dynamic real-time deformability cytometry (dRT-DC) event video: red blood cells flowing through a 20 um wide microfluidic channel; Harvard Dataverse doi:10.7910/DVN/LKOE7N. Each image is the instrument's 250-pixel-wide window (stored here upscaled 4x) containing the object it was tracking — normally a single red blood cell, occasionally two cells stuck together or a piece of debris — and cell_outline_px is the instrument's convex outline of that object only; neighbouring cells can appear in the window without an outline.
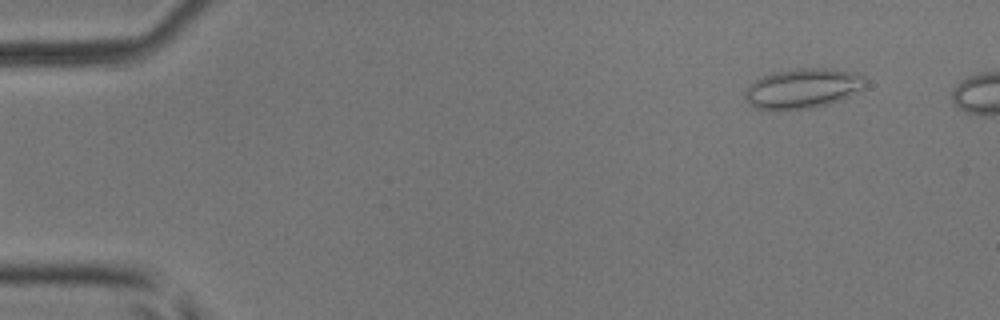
{"species": "common noctule bat (a hibernating species)", "species_latin": "Nyctalus noctula", "temperature_condition": "room temperature", "stored_images_in_passage": 6, "camera_frame_rate_fps": 3000, "um_per_image_px": 0.085, "animal": {"sex": "male", "body_mass_g": 17.9, "forearm_length_mm": 54.2}, "frame": {"image": 1, "passage_image": 2, "time_ms": 0.333, "image_size_px": [1000, 320], "cell_outline_px": [[868, 80], [864, 88], [840, 100], [828, 104], [808, 108], [756, 108], [744, 100], [744, 92], [756, 80], [772, 72], [796, 68], [832, 68], [852, 72], [864, 76]], "centroid_in_image_um": [68.28, 7.48], "position_along_channel_um": 16.7, "area_um2": 27.63}}